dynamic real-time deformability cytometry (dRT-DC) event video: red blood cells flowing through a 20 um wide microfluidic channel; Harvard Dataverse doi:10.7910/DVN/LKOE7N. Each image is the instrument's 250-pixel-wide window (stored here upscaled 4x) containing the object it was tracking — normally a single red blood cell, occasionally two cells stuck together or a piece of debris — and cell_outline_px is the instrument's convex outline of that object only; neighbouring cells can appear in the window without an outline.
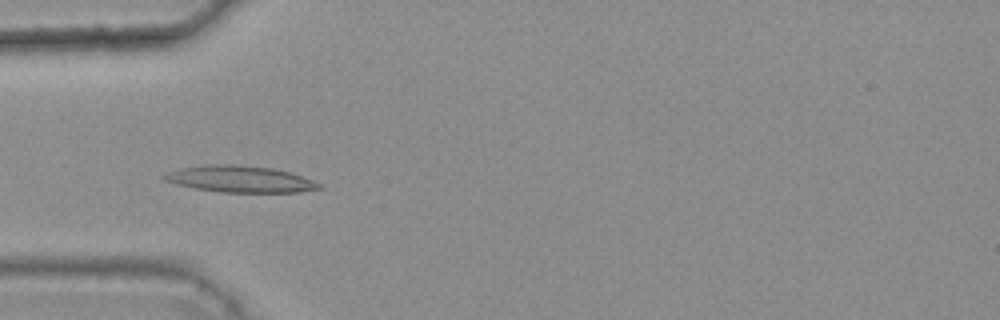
{"species": "common noctule bat (a hibernating species)", "species_latin": "Nyctalus noctula", "temperature_condition": "warm", "stored_images_in_passage": 38, "camera_frame_rate_fps": 3000, "um_per_image_px": 0.085, "animal": {"sex": "female", "body_mass_g": 25.1}, "frame": {"image": 1, "passage_image": 9, "time_ms": 2.667, "image_size_px": [1000, 320], "cell_outline_px": [[324, 188], [300, 192], [220, 192], [196, 188], [176, 184], [164, 180], [160, 176], [168, 172], [184, 168], [208, 164], [236, 164], [272, 168], [288, 172], [312, 180], [320, 184]], "centroid_in_image_um": [20.4, 15.22], "position_along_channel_um": 64.6, "area_um2": 23.76}}
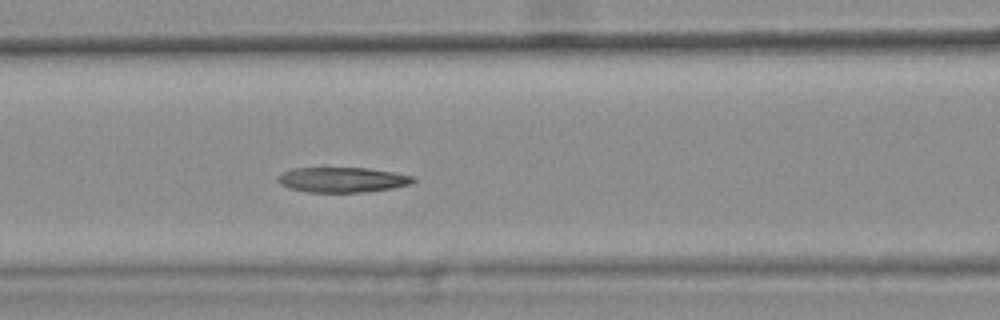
{"frame": {"image": 2, "passage_image": 15, "time_ms": 4.667, "image_size_px": [1000, 320], "cell_outline_px": [[416, 180], [412, 184], [392, 188], [364, 192], [308, 192], [288, 188], [280, 184], [276, 180], [276, 176], [292, 168], [368, 168], [416, 176]], "centroid_in_image_um": [29.1, 15.28], "position_along_channel_um": 137.5, "area_um2": 19.94}}
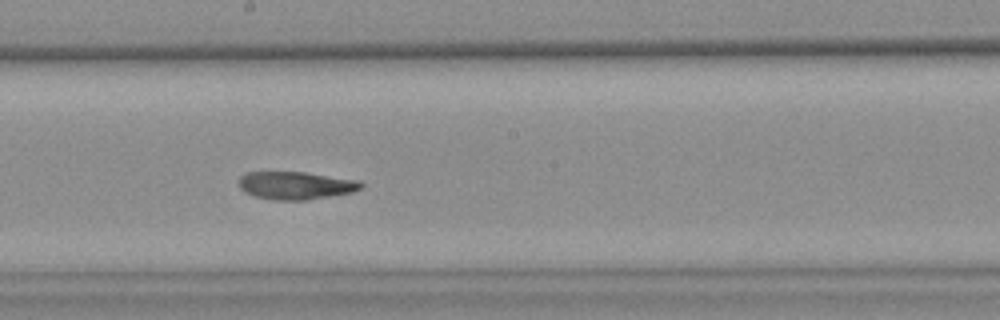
{"frame": {"image": 3, "passage_image": 22, "time_ms": 7.0, "image_size_px": [1000, 320], "cell_outline_px": [[364, 184], [360, 188], [352, 192], [308, 200], [272, 200], [256, 196], [244, 192], [240, 188], [236, 180], [240, 176], [248, 172], [304, 172], [360, 180]], "centroid_in_image_um": [25.11, 15.76], "position_along_channel_um": 223.1, "area_um2": 19.94}, "authors_computed_cell_mechanics": {"area_um2": 20.7213, "velocity_mm_per_s": 3.6822, "shape_relaxation_time_tau1_ms": null, "shape_relaxation_time_tau2_ms": 3.2346, "deformation_change_tau1": null, "deformation_change_tau2": 0.0991}}